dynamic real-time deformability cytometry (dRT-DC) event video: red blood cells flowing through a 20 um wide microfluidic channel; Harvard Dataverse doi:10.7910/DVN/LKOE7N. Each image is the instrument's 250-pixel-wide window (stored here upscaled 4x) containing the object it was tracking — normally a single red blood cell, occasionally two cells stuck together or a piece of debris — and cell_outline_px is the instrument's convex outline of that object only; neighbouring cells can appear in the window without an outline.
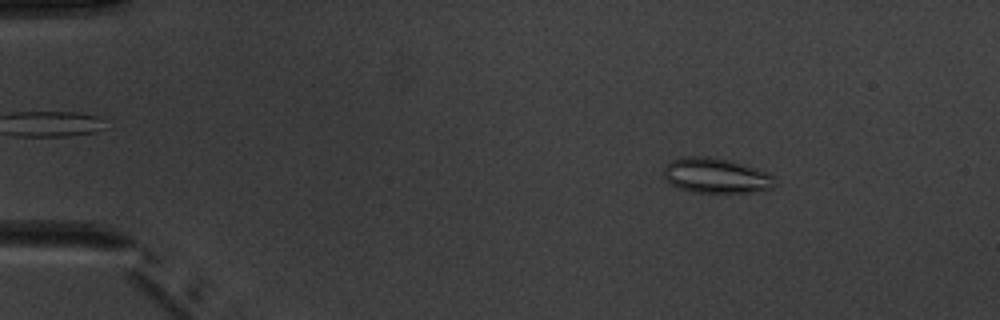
{"species": "common noctule bat (a hibernating species)", "species_latin": "Nyctalus noctula", "temperature_condition": "warm", "stored_images_in_passage": 3, "camera_frame_rate_fps": 3000, "um_per_image_px": 0.085, "animal": {"sex": "male", "body_mass_g": 20.1, "forearm_length_mm": 53.5}, "frame": {"image": 1, "passage_image": 1, "time_ms": 0.0, "image_size_px": [1000, 320], "cell_outline_px": [[776, 184], [772, 188], [752, 192], [692, 192], [680, 188], [664, 180], [664, 168], [672, 160], [680, 156], [708, 156], [728, 160], [768, 172], [772, 176]], "centroid_in_image_um": [60.83, 14.92], "position_along_channel_um": 24.2, "area_um2": 22.6}}